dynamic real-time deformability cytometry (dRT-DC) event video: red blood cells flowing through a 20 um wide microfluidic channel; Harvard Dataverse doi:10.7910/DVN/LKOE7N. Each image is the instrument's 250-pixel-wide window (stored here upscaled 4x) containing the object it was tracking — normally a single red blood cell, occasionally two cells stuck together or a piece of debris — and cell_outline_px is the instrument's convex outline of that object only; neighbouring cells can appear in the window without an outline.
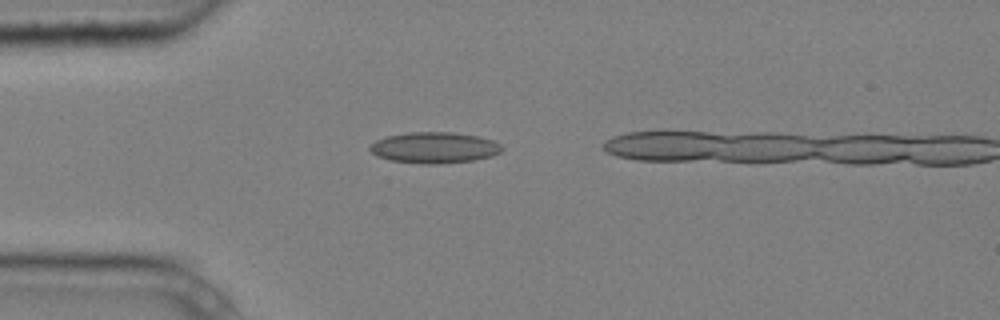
{"species": "common noctule bat (a hibernating species)", "species_latin": "Nyctalus noctula", "temperature_condition": "cold", "stored_images_in_passage": 2, "camera_frame_rate_fps": 3000, "um_per_image_px": 0.085, "animal": {"sex": "male", "body_mass_g": 20.4}, "frame": {"image": 1, "passage_image": 2, "time_ms": 0.333, "image_size_px": [1000, 320], "cell_outline_px": [[504, 148], [500, 152], [492, 156], [476, 160], [436, 164], [424, 164], [388, 160], [376, 156], [368, 148], [368, 144], [376, 140], [388, 136], [408, 132], [452, 132], [480, 136], [492, 140], [500, 144]], "centroid_in_image_um": [36.91, 12.55], "position_along_channel_um": 48.1, "area_um2": 24.16}}